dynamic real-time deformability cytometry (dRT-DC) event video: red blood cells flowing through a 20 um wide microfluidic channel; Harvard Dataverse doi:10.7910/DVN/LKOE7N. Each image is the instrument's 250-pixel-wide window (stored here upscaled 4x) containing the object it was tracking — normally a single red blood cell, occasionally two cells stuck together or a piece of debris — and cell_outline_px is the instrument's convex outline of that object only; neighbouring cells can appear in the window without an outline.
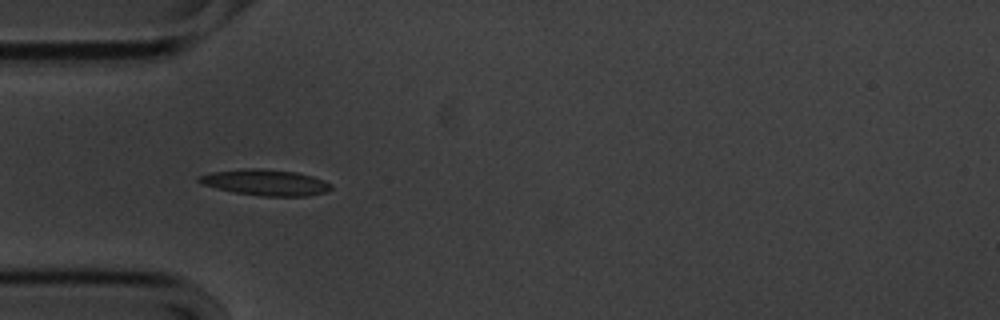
{"species": "common noctule bat (a hibernating species)", "species_latin": "Nyctalus noctula", "temperature_condition": "cold", "stored_images_in_passage": 11, "camera_frame_rate_fps": 3000, "um_per_image_px": 0.085, "animal": {"sex": "male", "body_mass_g": 20.1, "forearm_length_mm": 53.5}, "frame": {"image": 1, "passage_image": 4, "time_ms": 1.0, "image_size_px": [1000, 320], "cell_outline_px": [[332, 188], [324, 192], [308, 196], [260, 196], [236, 192], [216, 188], [204, 184], [196, 180], [196, 176], [212, 172], [244, 168], [260, 168], [296, 172], [312, 176], [332, 184]], "centroid_in_image_um": [22.55, 15.5], "position_along_channel_um": 62.5, "area_um2": 19.94}}